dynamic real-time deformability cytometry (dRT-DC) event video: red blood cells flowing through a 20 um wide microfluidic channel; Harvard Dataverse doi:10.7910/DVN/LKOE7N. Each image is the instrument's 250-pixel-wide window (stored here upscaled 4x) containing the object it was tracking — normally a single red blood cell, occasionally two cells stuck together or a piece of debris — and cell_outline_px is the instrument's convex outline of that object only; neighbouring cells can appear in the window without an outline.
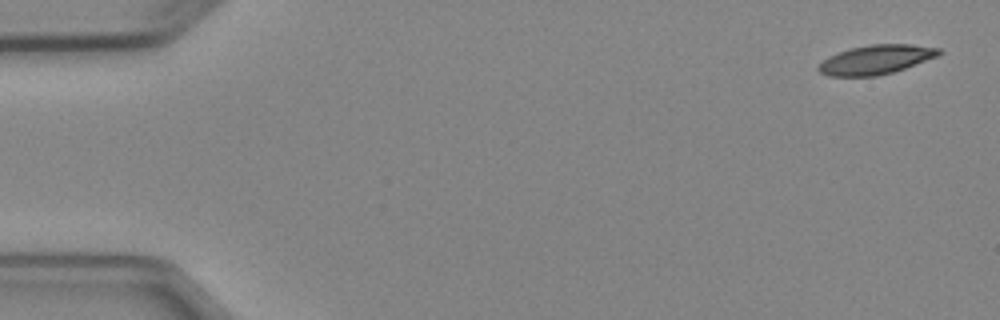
{"species": "Egyptian fruit bat (a non-hibernating species)", "species_latin": "Rousettus aegyptiacus", "temperature_condition": "cold", "stored_images_in_passage": 5, "camera_frame_rate_fps": 3000, "um_per_image_px": 0.085, "animal": {"sex": "female"}, "frame": {"image": 1, "passage_image": 1, "time_ms": 0.0, "image_size_px": [1000, 320], "cell_outline_px": [[944, 52], [936, 56], [904, 68], [892, 72], [876, 76], [828, 76], [820, 72], [816, 68], [828, 56], [852, 48], [872, 44], [912, 44], [940, 48]], "centroid_in_image_um": [74.45, 5.06], "position_along_channel_um": 10.5, "area_um2": 20.23}}
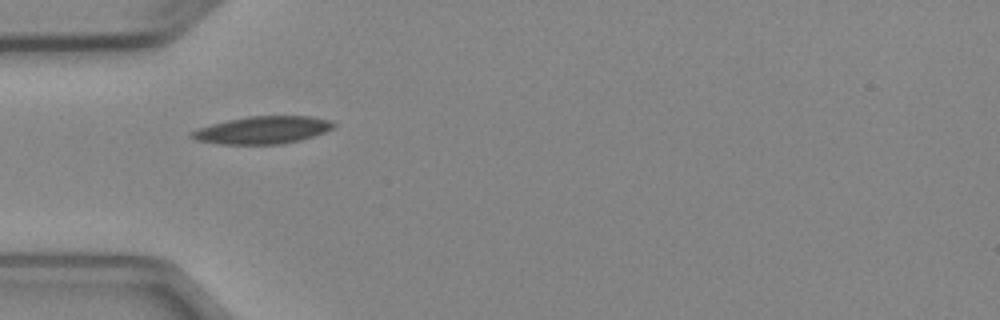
{"frame": {"image": 2, "passage_image": 5, "time_ms": 4.667, "image_size_px": [1000, 320], "cell_outline_px": [[336, 128], [300, 140], [280, 144], [220, 144], [196, 140], [188, 136], [188, 132], [196, 128], [228, 120], [248, 116], [312, 116], [332, 120], [336, 124]], "centroid_in_image_um": [22.31, 11.05], "position_along_channel_um": 62.7, "area_um2": 22.95}}